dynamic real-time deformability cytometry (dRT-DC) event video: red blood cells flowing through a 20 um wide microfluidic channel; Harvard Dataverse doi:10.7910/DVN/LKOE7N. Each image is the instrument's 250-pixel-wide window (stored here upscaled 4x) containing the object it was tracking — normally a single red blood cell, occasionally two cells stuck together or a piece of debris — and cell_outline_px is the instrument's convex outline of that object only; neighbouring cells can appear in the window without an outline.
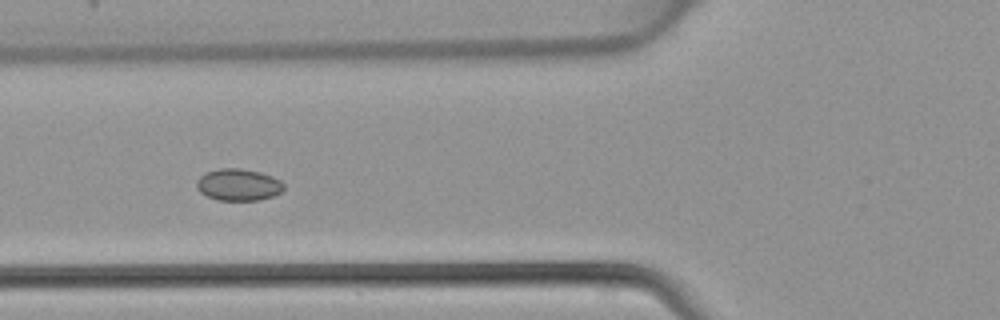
{"species": "common noctule bat (a hibernating species)", "species_latin": "Nyctalus noctula", "temperature_condition": "warm", "stored_images_in_passage": 5, "camera_frame_rate_fps": 3000, "um_per_image_px": 0.085, "animal": {"sex": "female", "body_mass_g": 22.7, "forearm_length_mm": 54.2}, "frame": {"image": 1, "passage_image": 5, "time_ms": 1.333, "image_size_px": [1000, 320], "cell_outline_px": [[284, 188], [280, 192], [272, 196], [260, 200], [216, 200], [200, 192], [196, 188], [196, 180], [204, 172], [220, 168], [240, 168], [260, 172], [272, 176], [280, 180], [284, 184]], "centroid_in_image_um": [20.24, 15.69], "position_along_channel_um": 105.6, "area_um2": 16.3}}